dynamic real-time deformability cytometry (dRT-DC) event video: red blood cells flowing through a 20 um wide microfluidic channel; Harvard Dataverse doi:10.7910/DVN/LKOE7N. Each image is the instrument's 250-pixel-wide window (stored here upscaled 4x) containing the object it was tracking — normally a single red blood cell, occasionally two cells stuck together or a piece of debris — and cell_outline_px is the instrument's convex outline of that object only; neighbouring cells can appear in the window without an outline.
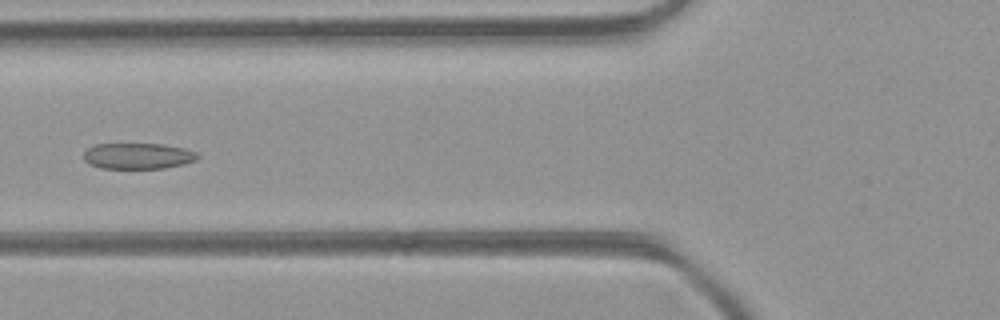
{"species": "common noctule bat (a hibernating species)", "species_latin": "Nyctalus noctula", "temperature_condition": "room temperature", "stored_images_in_passage": 42, "camera_frame_rate_fps": 3000, "um_per_image_px": 0.085, "animal": {"sex": "female", "body_mass_g": 21.9}, "frame": {"image": 1, "passage_image": 14, "time_ms": 4.333, "image_size_px": [1000, 320], "cell_outline_px": [[200, 156], [196, 160], [184, 164], [164, 168], [100, 168], [88, 164], [84, 160], [84, 152], [88, 148], [96, 144], [164, 144], [184, 148], [196, 152]], "centroid_in_image_um": [11.73, 13.26], "position_along_channel_um": 114.1, "area_um2": 17.28}}
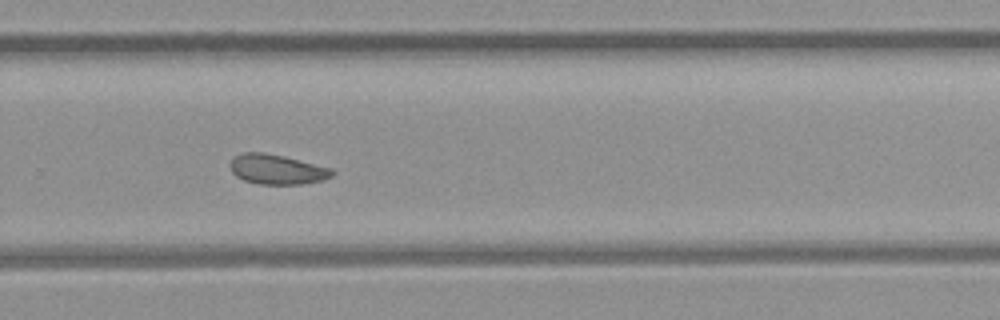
{"frame": {"image": 2, "passage_image": 27, "time_ms": 8.667, "image_size_px": [1000, 320], "cell_outline_px": [[336, 172], [332, 176], [324, 180], [300, 184], [256, 184], [244, 180], [236, 176], [232, 172], [228, 164], [232, 156], [244, 152], [264, 152], [284, 156], [332, 168]], "centroid_in_image_um": [23.51, 14.39], "position_along_channel_um": 306.3, "area_um2": 18.03}}
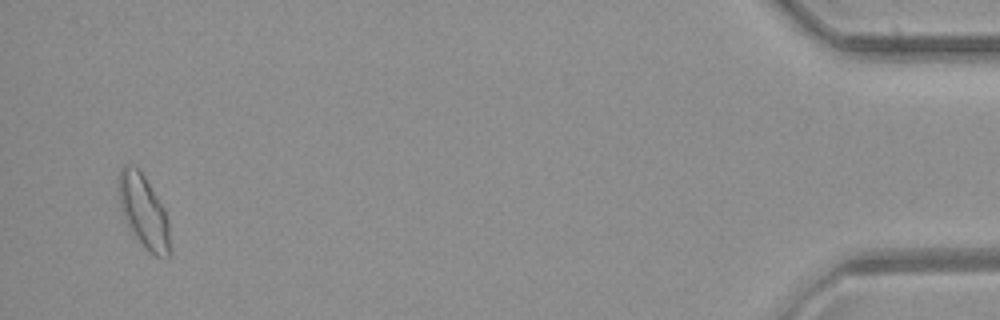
{"frame": {"image": 3, "passage_image": 41, "time_ms": 13.333, "image_size_px": [1000, 320], "cell_outline_px": [[168, 260], [164, 260], [148, 252], [144, 248], [128, 228], [124, 220], [120, 204], [120, 168], [124, 164], [128, 164], [136, 168], [144, 176], [164, 208], [168, 220]], "centroid_in_image_um": [12.21, 18.03], "position_along_channel_um": 423.0, "area_um2": 21.44}, "authors_computed_cell_mechanics": {"area_um2": 18.1781, "velocity_mm_per_s": 4.4304, "shape_relaxation_time_tau1_ms": null, "shape_relaxation_time_tau2_ms": 2.3474, "deformation_change_tau1": null, "deformation_change_tau2": 0.055}}